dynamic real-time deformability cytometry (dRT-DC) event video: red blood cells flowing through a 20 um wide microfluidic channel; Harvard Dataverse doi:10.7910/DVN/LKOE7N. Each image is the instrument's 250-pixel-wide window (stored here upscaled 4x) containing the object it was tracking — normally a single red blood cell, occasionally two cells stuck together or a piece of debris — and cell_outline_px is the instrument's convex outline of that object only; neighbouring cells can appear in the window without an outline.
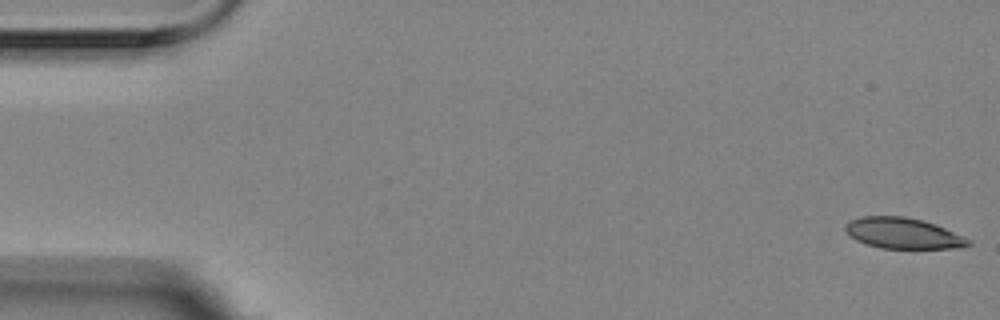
{"species": "Egyptian fruit bat (a non-hibernating species)", "species_latin": "Rousettus aegyptiacus", "temperature_condition": "room temperature", "stored_images_in_passage": 6, "camera_frame_rate_fps": 3000, "um_per_image_px": 0.085, "animal": {"sex": "female"}, "frame": {"image": 1, "passage_image": 1, "time_ms": 0.0, "image_size_px": [1000, 320], "cell_outline_px": [[972, 244], [964, 248], [880, 248], [856, 240], [844, 228], [844, 224], [852, 220], [864, 216], [904, 216], [936, 224], [972, 240]], "centroid_in_image_um": [76.81, 19.83], "position_along_channel_um": 8.2, "area_um2": 21.96}}
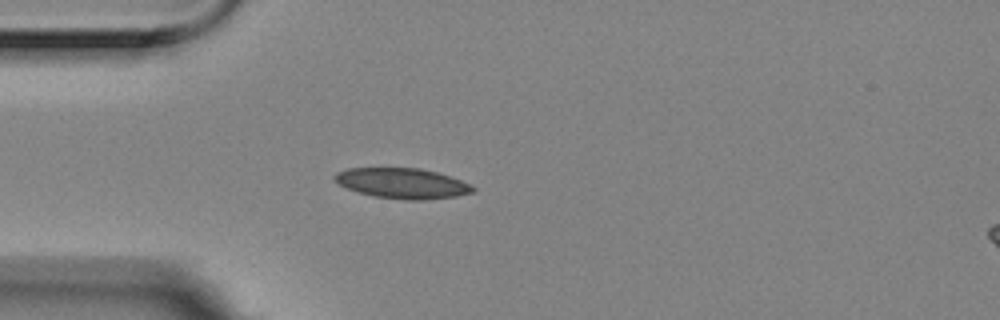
{"frame": {"image": 2, "passage_image": 5, "time_ms": 1.333, "image_size_px": [1000, 320], "cell_outline_px": [[476, 192], [456, 196], [424, 200], [404, 200], [376, 196], [360, 192], [348, 188], [340, 184], [332, 176], [336, 172], [348, 168], [420, 168], [436, 172], [460, 180], [476, 188]], "centroid_in_image_um": [34.21, 15.58], "position_along_channel_um": 50.8, "area_um2": 24.22}}